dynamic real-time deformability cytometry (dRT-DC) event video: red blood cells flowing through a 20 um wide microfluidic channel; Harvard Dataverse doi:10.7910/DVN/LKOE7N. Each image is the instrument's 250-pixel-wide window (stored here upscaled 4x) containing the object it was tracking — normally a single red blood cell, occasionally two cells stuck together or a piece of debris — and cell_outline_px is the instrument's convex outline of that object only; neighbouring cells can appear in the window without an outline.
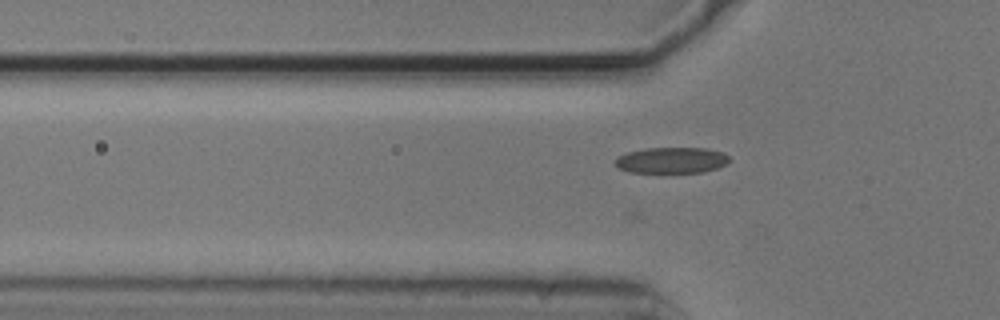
{"species": "common noctule bat (a hibernating species)", "species_latin": "Nyctalus noctula", "temperature_condition": "cold", "stored_images_in_passage": 24, "camera_frame_rate_fps": 3000, "um_per_image_px": 0.085, "animal": {"sex": "male", "body_mass_g": 20.5, "forearm_length_mm": 52.5}, "frame": {"image": 1, "passage_image": 4, "time_ms": 1.0, "image_size_px": [1000, 320], "cell_outline_px": [[728, 164], [704, 172], [628, 172], [620, 168], [612, 160], [616, 156], [628, 152], [644, 148], [704, 148], [724, 152], [728, 156]], "centroid_in_image_um": [57.06, 13.61], "position_along_channel_um": 68.7, "area_um2": 17.34}}
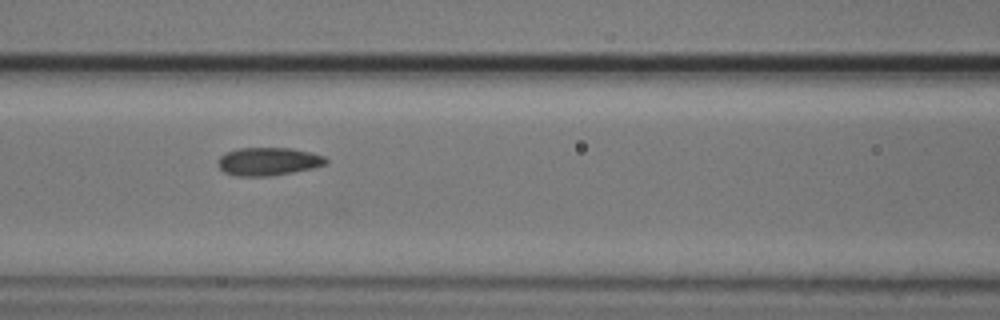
{"frame": {"image": 2, "passage_image": 10, "time_ms": 3.0, "image_size_px": [1000, 320], "cell_outline_px": [[328, 164], [312, 168], [272, 176], [236, 176], [224, 172], [220, 168], [216, 160], [220, 156], [228, 152], [240, 148], [292, 148], [324, 156], [328, 160]], "centroid_in_image_um": [22.8, 13.73], "position_along_channel_um": 143.8, "area_um2": 17.63}}
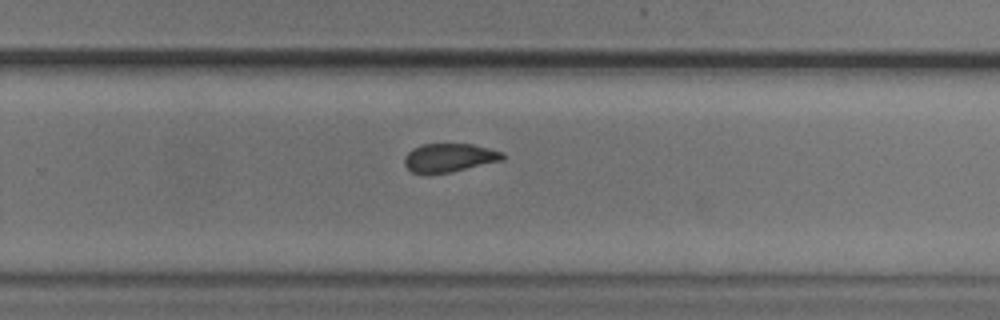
{"frame": {"image": 3, "passage_image": 22, "time_ms": 7.0, "image_size_px": [1000, 320], "cell_outline_px": [[504, 160], [452, 172], [412, 172], [404, 164], [404, 156], [412, 148], [420, 144], [472, 144], [504, 152]], "centroid_in_image_um": [38.21, 13.38], "position_along_channel_um": 291.6, "area_um2": 16.24}}